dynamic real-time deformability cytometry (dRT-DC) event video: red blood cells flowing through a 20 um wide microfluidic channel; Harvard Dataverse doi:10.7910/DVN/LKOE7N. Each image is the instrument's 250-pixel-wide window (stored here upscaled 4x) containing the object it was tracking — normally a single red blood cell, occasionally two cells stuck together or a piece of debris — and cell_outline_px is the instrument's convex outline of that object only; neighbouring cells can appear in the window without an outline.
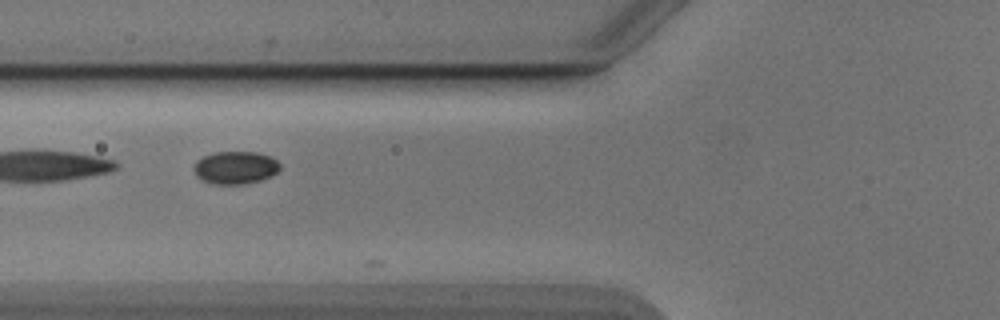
{"species": "Egyptian fruit bat (a non-hibernating species)", "species_latin": "Rousettus aegyptiacus", "temperature_condition": "cold", "stored_images_in_passage": 11, "camera_frame_rate_fps": 3000, "um_per_image_px": 0.085, "animal": {"sex": "male"}, "frame": {"image": 1, "passage_image": 8, "time_ms": 2.333, "image_size_px": [1000, 320], "cell_outline_px": [[280, 168], [272, 176], [260, 180], [244, 184], [212, 184], [196, 176], [192, 168], [196, 160], [212, 152], [256, 152], [268, 156], [276, 160], [280, 164]], "centroid_in_image_um": [19.97, 14.25], "position_along_channel_um": 105.8, "area_um2": 16.47}}